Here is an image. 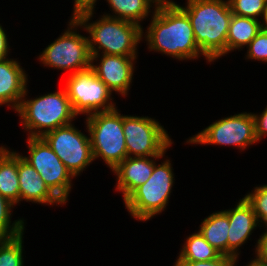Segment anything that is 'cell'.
Masks as SVG:
<instances>
[{"mask_svg": "<svg viewBox=\"0 0 267 266\" xmlns=\"http://www.w3.org/2000/svg\"><path fill=\"white\" fill-rule=\"evenodd\" d=\"M153 3H156L155 4V7H158V6H160V5H162V4H165V3H167L169 0H151Z\"/></svg>", "mask_w": 267, "mask_h": 266, "instance_id": "obj_35", "label": "cell"}, {"mask_svg": "<svg viewBox=\"0 0 267 266\" xmlns=\"http://www.w3.org/2000/svg\"><path fill=\"white\" fill-rule=\"evenodd\" d=\"M19 201L64 204L45 184L39 173L18 154Z\"/></svg>", "mask_w": 267, "mask_h": 266, "instance_id": "obj_15", "label": "cell"}, {"mask_svg": "<svg viewBox=\"0 0 267 266\" xmlns=\"http://www.w3.org/2000/svg\"><path fill=\"white\" fill-rule=\"evenodd\" d=\"M16 111L23 119L21 124L27 131L30 130L29 137H42L54 129L71 124L77 116L65 88L33 100L22 99Z\"/></svg>", "mask_w": 267, "mask_h": 266, "instance_id": "obj_4", "label": "cell"}, {"mask_svg": "<svg viewBox=\"0 0 267 266\" xmlns=\"http://www.w3.org/2000/svg\"><path fill=\"white\" fill-rule=\"evenodd\" d=\"M92 15L93 11H89L76 18L80 27L83 25L82 27L90 34L88 40L91 63L98 58L100 49L107 55H137L136 46L143 36L141 25L106 15L97 22L88 23Z\"/></svg>", "mask_w": 267, "mask_h": 266, "instance_id": "obj_3", "label": "cell"}, {"mask_svg": "<svg viewBox=\"0 0 267 266\" xmlns=\"http://www.w3.org/2000/svg\"><path fill=\"white\" fill-rule=\"evenodd\" d=\"M146 40L151 50L179 60L205 56L196 44L193 28L187 14L173 1L155 8Z\"/></svg>", "mask_w": 267, "mask_h": 266, "instance_id": "obj_1", "label": "cell"}, {"mask_svg": "<svg viewBox=\"0 0 267 266\" xmlns=\"http://www.w3.org/2000/svg\"><path fill=\"white\" fill-rule=\"evenodd\" d=\"M188 143L235 145L246 148L257 142L253 114L241 113L218 120L191 137Z\"/></svg>", "mask_w": 267, "mask_h": 266, "instance_id": "obj_12", "label": "cell"}, {"mask_svg": "<svg viewBox=\"0 0 267 266\" xmlns=\"http://www.w3.org/2000/svg\"><path fill=\"white\" fill-rule=\"evenodd\" d=\"M255 121V134L257 141H259L264 135H267V107L260 116L253 114Z\"/></svg>", "mask_w": 267, "mask_h": 266, "instance_id": "obj_29", "label": "cell"}, {"mask_svg": "<svg viewBox=\"0 0 267 266\" xmlns=\"http://www.w3.org/2000/svg\"><path fill=\"white\" fill-rule=\"evenodd\" d=\"M246 200L252 205L258 222L267 224V185L256 187L254 193L245 196Z\"/></svg>", "mask_w": 267, "mask_h": 266, "instance_id": "obj_26", "label": "cell"}, {"mask_svg": "<svg viewBox=\"0 0 267 266\" xmlns=\"http://www.w3.org/2000/svg\"><path fill=\"white\" fill-rule=\"evenodd\" d=\"M13 205V203L0 194V238H13L24 232L23 220H17L10 225L11 208Z\"/></svg>", "mask_w": 267, "mask_h": 266, "instance_id": "obj_24", "label": "cell"}, {"mask_svg": "<svg viewBox=\"0 0 267 266\" xmlns=\"http://www.w3.org/2000/svg\"><path fill=\"white\" fill-rule=\"evenodd\" d=\"M256 246V260L267 265V231L260 236Z\"/></svg>", "mask_w": 267, "mask_h": 266, "instance_id": "obj_30", "label": "cell"}, {"mask_svg": "<svg viewBox=\"0 0 267 266\" xmlns=\"http://www.w3.org/2000/svg\"><path fill=\"white\" fill-rule=\"evenodd\" d=\"M233 15L244 16L258 20L266 9L267 0H228Z\"/></svg>", "mask_w": 267, "mask_h": 266, "instance_id": "obj_25", "label": "cell"}, {"mask_svg": "<svg viewBox=\"0 0 267 266\" xmlns=\"http://www.w3.org/2000/svg\"><path fill=\"white\" fill-rule=\"evenodd\" d=\"M65 90L77 115L86 113L88 116L116 108L110 101L112 91L94 74L91 68L70 73Z\"/></svg>", "mask_w": 267, "mask_h": 266, "instance_id": "obj_8", "label": "cell"}, {"mask_svg": "<svg viewBox=\"0 0 267 266\" xmlns=\"http://www.w3.org/2000/svg\"><path fill=\"white\" fill-rule=\"evenodd\" d=\"M73 124L59 127L42 136L73 176L79 175L92 161L90 137Z\"/></svg>", "mask_w": 267, "mask_h": 266, "instance_id": "obj_11", "label": "cell"}, {"mask_svg": "<svg viewBox=\"0 0 267 266\" xmlns=\"http://www.w3.org/2000/svg\"><path fill=\"white\" fill-rule=\"evenodd\" d=\"M229 219V230L227 239V256L238 258L239 249L249 238L252 230L257 227L258 220L252 205L246 198L240 199L234 209L224 210Z\"/></svg>", "mask_w": 267, "mask_h": 266, "instance_id": "obj_14", "label": "cell"}, {"mask_svg": "<svg viewBox=\"0 0 267 266\" xmlns=\"http://www.w3.org/2000/svg\"><path fill=\"white\" fill-rule=\"evenodd\" d=\"M80 23L72 18L70 28L53 43L45 48L39 59L44 65L56 69H74L71 73H77L89 69L91 66V53L89 38L71 31Z\"/></svg>", "mask_w": 267, "mask_h": 266, "instance_id": "obj_9", "label": "cell"}, {"mask_svg": "<svg viewBox=\"0 0 267 266\" xmlns=\"http://www.w3.org/2000/svg\"><path fill=\"white\" fill-rule=\"evenodd\" d=\"M156 163L149 157H127L114 170L117 189L125 200L137 187L143 185L152 175Z\"/></svg>", "mask_w": 267, "mask_h": 266, "instance_id": "obj_17", "label": "cell"}, {"mask_svg": "<svg viewBox=\"0 0 267 266\" xmlns=\"http://www.w3.org/2000/svg\"><path fill=\"white\" fill-rule=\"evenodd\" d=\"M100 65L91 63L90 68L94 74L105 83V85L115 92L127 95L132 83L133 61L136 56H121L103 54Z\"/></svg>", "mask_w": 267, "mask_h": 266, "instance_id": "obj_13", "label": "cell"}, {"mask_svg": "<svg viewBox=\"0 0 267 266\" xmlns=\"http://www.w3.org/2000/svg\"><path fill=\"white\" fill-rule=\"evenodd\" d=\"M178 5L188 16L196 44L208 62L227 54V34L232 12L227 1L187 0Z\"/></svg>", "mask_w": 267, "mask_h": 266, "instance_id": "obj_2", "label": "cell"}, {"mask_svg": "<svg viewBox=\"0 0 267 266\" xmlns=\"http://www.w3.org/2000/svg\"><path fill=\"white\" fill-rule=\"evenodd\" d=\"M74 13L72 18L76 19L80 14L94 11L96 0H74Z\"/></svg>", "mask_w": 267, "mask_h": 266, "instance_id": "obj_31", "label": "cell"}, {"mask_svg": "<svg viewBox=\"0 0 267 266\" xmlns=\"http://www.w3.org/2000/svg\"><path fill=\"white\" fill-rule=\"evenodd\" d=\"M171 168L169 160L154 165L150 178L124 200L128 212L134 218L146 221L164 211L174 182Z\"/></svg>", "mask_w": 267, "mask_h": 266, "instance_id": "obj_6", "label": "cell"}, {"mask_svg": "<svg viewBox=\"0 0 267 266\" xmlns=\"http://www.w3.org/2000/svg\"><path fill=\"white\" fill-rule=\"evenodd\" d=\"M116 15L110 16L140 25L150 12L151 0H107ZM118 15V16H117Z\"/></svg>", "mask_w": 267, "mask_h": 266, "instance_id": "obj_22", "label": "cell"}, {"mask_svg": "<svg viewBox=\"0 0 267 266\" xmlns=\"http://www.w3.org/2000/svg\"><path fill=\"white\" fill-rule=\"evenodd\" d=\"M0 194L11 203L19 202L18 153L0 147Z\"/></svg>", "mask_w": 267, "mask_h": 266, "instance_id": "obj_18", "label": "cell"}, {"mask_svg": "<svg viewBox=\"0 0 267 266\" xmlns=\"http://www.w3.org/2000/svg\"><path fill=\"white\" fill-rule=\"evenodd\" d=\"M260 30L258 20L232 14L227 34V53L248 46Z\"/></svg>", "mask_w": 267, "mask_h": 266, "instance_id": "obj_20", "label": "cell"}, {"mask_svg": "<svg viewBox=\"0 0 267 266\" xmlns=\"http://www.w3.org/2000/svg\"><path fill=\"white\" fill-rule=\"evenodd\" d=\"M263 23H260V29L267 32V6L266 9L263 11Z\"/></svg>", "mask_w": 267, "mask_h": 266, "instance_id": "obj_33", "label": "cell"}, {"mask_svg": "<svg viewBox=\"0 0 267 266\" xmlns=\"http://www.w3.org/2000/svg\"><path fill=\"white\" fill-rule=\"evenodd\" d=\"M27 76L19 63L13 59L0 60V105L12 104L17 109L27 95Z\"/></svg>", "mask_w": 267, "mask_h": 266, "instance_id": "obj_16", "label": "cell"}, {"mask_svg": "<svg viewBox=\"0 0 267 266\" xmlns=\"http://www.w3.org/2000/svg\"><path fill=\"white\" fill-rule=\"evenodd\" d=\"M8 42H7V36L5 34V31L3 30L2 26L0 25V60L2 59H8L6 56H8Z\"/></svg>", "mask_w": 267, "mask_h": 266, "instance_id": "obj_32", "label": "cell"}, {"mask_svg": "<svg viewBox=\"0 0 267 266\" xmlns=\"http://www.w3.org/2000/svg\"><path fill=\"white\" fill-rule=\"evenodd\" d=\"M247 266H267L265 264L260 263L256 259L252 260Z\"/></svg>", "mask_w": 267, "mask_h": 266, "instance_id": "obj_34", "label": "cell"}, {"mask_svg": "<svg viewBox=\"0 0 267 266\" xmlns=\"http://www.w3.org/2000/svg\"><path fill=\"white\" fill-rule=\"evenodd\" d=\"M248 59L267 62V32L260 30L256 37L248 44Z\"/></svg>", "mask_w": 267, "mask_h": 266, "instance_id": "obj_27", "label": "cell"}, {"mask_svg": "<svg viewBox=\"0 0 267 266\" xmlns=\"http://www.w3.org/2000/svg\"><path fill=\"white\" fill-rule=\"evenodd\" d=\"M221 253L211 246L198 231L186 240L176 261H208L217 259Z\"/></svg>", "mask_w": 267, "mask_h": 266, "instance_id": "obj_21", "label": "cell"}, {"mask_svg": "<svg viewBox=\"0 0 267 266\" xmlns=\"http://www.w3.org/2000/svg\"><path fill=\"white\" fill-rule=\"evenodd\" d=\"M128 157L162 158L172 144L165 129L149 117L123 116Z\"/></svg>", "mask_w": 267, "mask_h": 266, "instance_id": "obj_7", "label": "cell"}, {"mask_svg": "<svg viewBox=\"0 0 267 266\" xmlns=\"http://www.w3.org/2000/svg\"><path fill=\"white\" fill-rule=\"evenodd\" d=\"M235 258L227 255H220L217 259L208 261H176L174 266H235Z\"/></svg>", "mask_w": 267, "mask_h": 266, "instance_id": "obj_28", "label": "cell"}, {"mask_svg": "<svg viewBox=\"0 0 267 266\" xmlns=\"http://www.w3.org/2000/svg\"><path fill=\"white\" fill-rule=\"evenodd\" d=\"M228 230V215L219 211L204 219L199 232L211 246L222 255H227Z\"/></svg>", "mask_w": 267, "mask_h": 266, "instance_id": "obj_19", "label": "cell"}, {"mask_svg": "<svg viewBox=\"0 0 267 266\" xmlns=\"http://www.w3.org/2000/svg\"><path fill=\"white\" fill-rule=\"evenodd\" d=\"M29 157L23 158L39 173L49 189L65 204L74 176L42 137H28Z\"/></svg>", "mask_w": 267, "mask_h": 266, "instance_id": "obj_10", "label": "cell"}, {"mask_svg": "<svg viewBox=\"0 0 267 266\" xmlns=\"http://www.w3.org/2000/svg\"><path fill=\"white\" fill-rule=\"evenodd\" d=\"M22 236L0 238V266H23Z\"/></svg>", "mask_w": 267, "mask_h": 266, "instance_id": "obj_23", "label": "cell"}, {"mask_svg": "<svg viewBox=\"0 0 267 266\" xmlns=\"http://www.w3.org/2000/svg\"><path fill=\"white\" fill-rule=\"evenodd\" d=\"M93 159L101 157L114 170L128 157L123 131V115L115 108L96 112L86 119Z\"/></svg>", "mask_w": 267, "mask_h": 266, "instance_id": "obj_5", "label": "cell"}]
</instances>
